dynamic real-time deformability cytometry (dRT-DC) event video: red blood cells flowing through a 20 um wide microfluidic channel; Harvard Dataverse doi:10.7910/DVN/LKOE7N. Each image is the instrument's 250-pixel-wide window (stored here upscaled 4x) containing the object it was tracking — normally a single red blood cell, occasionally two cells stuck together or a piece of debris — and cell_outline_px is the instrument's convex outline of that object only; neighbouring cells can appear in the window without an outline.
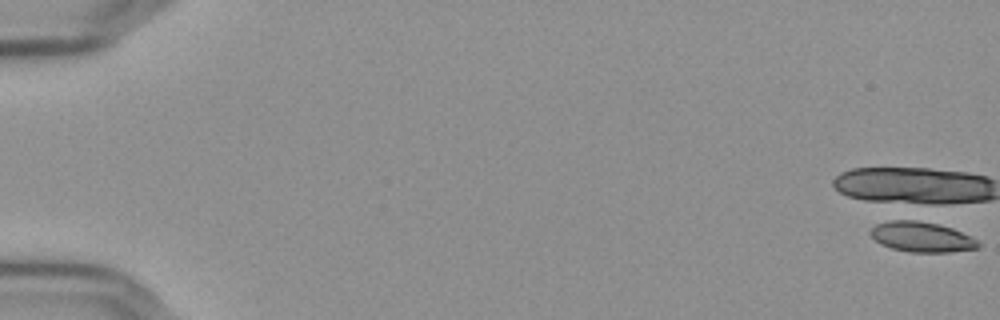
{"species": "Egyptian fruit bat (a non-hibernating species)", "species_latin": "Rousettus aegyptiacus", "temperature_condition": "cold", "stored_images_in_passage": 58, "camera_frame_rate_fps": 3000, "um_per_image_px": 0.085, "frame": {"image": 1, "passage_image": 1, "time_ms": 0.0, "image_size_px": [1000, 320], "cell_outline_px": [[980, 248], [952, 252], [908, 252], [892, 248], [880, 244], [868, 232], [876, 224], [904, 216], [908, 216], [928, 220], [952, 228], [972, 236], [980, 244]], "centroid_in_image_um": [78.33, 20.08], "position_along_channel_um": 6.7, "area_um2": 19.88}}